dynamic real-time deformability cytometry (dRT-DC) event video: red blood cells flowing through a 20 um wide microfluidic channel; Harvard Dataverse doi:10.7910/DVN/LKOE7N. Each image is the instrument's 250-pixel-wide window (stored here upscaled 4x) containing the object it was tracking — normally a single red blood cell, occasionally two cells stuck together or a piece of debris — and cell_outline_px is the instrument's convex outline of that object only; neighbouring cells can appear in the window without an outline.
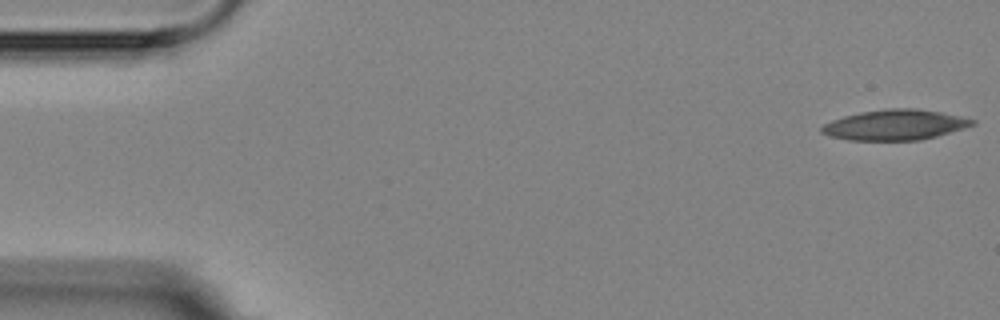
{"species": "Egyptian fruit bat (a non-hibernating species)", "species_latin": "Rousettus aegyptiacus", "temperature_condition": "room temperature", "stored_images_in_passage": 3, "camera_frame_rate_fps": 3000, "um_per_image_px": 0.085, "animal": {"sex": "female"}, "frame": {"image": 1, "passage_image": 1, "time_ms": 0.0, "image_size_px": [1000, 320], "cell_outline_px": [[976, 124], [964, 128], [936, 136], [920, 140], [848, 140], [828, 136], [820, 132], [820, 128], [824, 124], [832, 120], [844, 116], [860, 112], [884, 108], [916, 108], [940, 112], [960, 116], [976, 120]], "centroid_in_image_um": [76.05, 10.61], "position_along_channel_um": 8.9, "area_um2": 26.76}}